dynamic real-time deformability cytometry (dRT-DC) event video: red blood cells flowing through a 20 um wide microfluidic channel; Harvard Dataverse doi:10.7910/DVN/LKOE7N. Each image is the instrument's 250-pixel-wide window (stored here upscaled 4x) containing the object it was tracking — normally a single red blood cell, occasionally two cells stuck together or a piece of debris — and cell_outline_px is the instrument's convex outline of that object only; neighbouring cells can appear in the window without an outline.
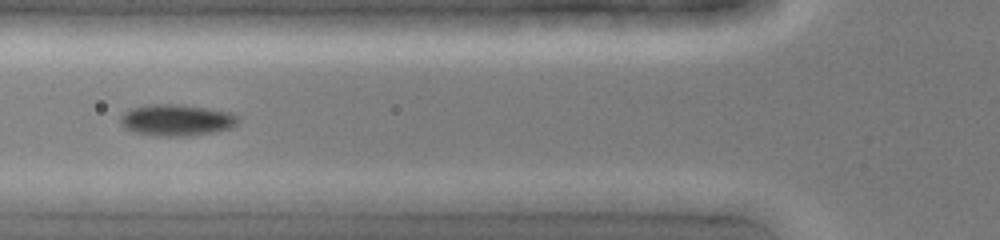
{"species": "common noctule bat (a hibernating species)", "species_latin": "Nyctalus noctula", "temperature_condition": "cold", "stored_images_in_passage": 3, "segment_of_instrument_passage": [2, 2], "camera_frame_rate_fps": 3000, "um_per_image_px": 0.085, "animal": {"sex": "female", "body_mass_g": 19.0, "forearm_length_mm": 51.5}, "frame": {"image": 1, "passage_image": 3, "time_ms": 0.667, "image_size_px": [1000, 240], "cell_outline_px": [[624, 200], [608, 212], [556, 212], [400, 200], [424, 192], [608, 192]], "centroid_in_image_um": [44.79, 17.04], "position_along_channel_um": 81.0, "area_um2": 23.76}}